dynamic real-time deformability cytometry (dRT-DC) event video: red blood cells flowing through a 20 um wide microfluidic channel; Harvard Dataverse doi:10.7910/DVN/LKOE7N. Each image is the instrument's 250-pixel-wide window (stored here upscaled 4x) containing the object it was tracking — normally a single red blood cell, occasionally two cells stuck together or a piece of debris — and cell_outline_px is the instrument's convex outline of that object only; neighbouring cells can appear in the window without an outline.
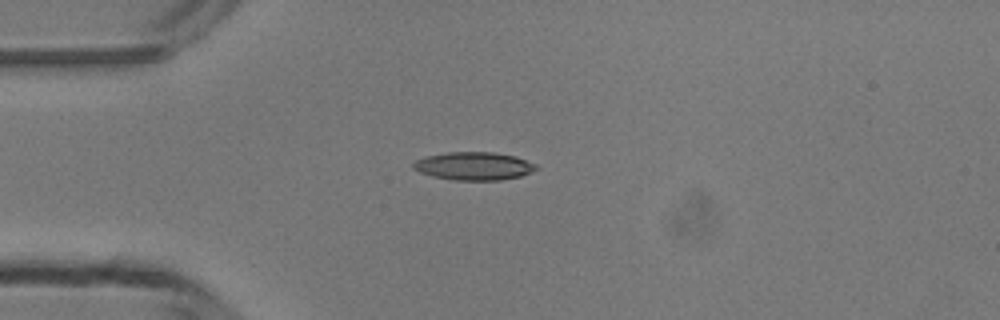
{"species": "common noctule bat (a hibernating species)", "species_latin": "Nyctalus noctula", "temperature_condition": "room temperature", "stored_images_in_passage": 4, "camera_frame_rate_fps": 3000, "um_per_image_px": 0.085, "animal": {"sex": "male", "body_mass_g": 13.3}, "frame": {"image": 1, "passage_image": 4, "time_ms": 3.333, "image_size_px": [1000, 320], "cell_outline_px": [[540, 168], [520, 176], [500, 180], [452, 180], [432, 176], [420, 172], [412, 168], [412, 164], [416, 160], [424, 156], [448, 152], [492, 152], [516, 156], [536, 164]], "centroid_in_image_um": [40.26, 14.11], "position_along_channel_um": 44.7, "area_um2": 20.17}}